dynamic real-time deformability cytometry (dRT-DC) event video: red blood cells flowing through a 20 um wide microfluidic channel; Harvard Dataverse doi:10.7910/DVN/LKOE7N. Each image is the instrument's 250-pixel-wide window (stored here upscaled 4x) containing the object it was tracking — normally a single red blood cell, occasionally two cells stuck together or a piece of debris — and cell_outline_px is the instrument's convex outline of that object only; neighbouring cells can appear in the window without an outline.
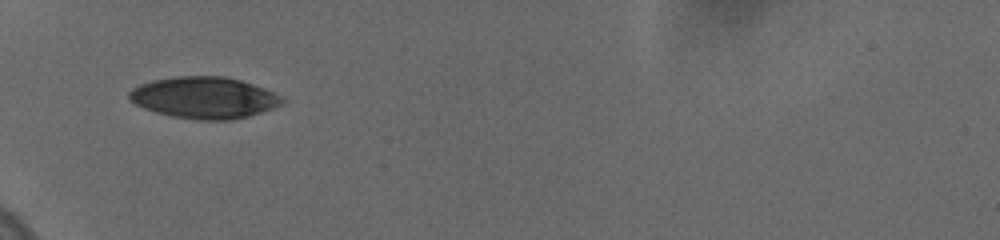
{"species": "human", "species_latin": "Homo sapiens", "temperature_condition": "cold", "stored_images_in_passage": 4, "camera_frame_rate_fps": 3000, "um_per_image_px": 0.085, "donor": {"sex": "female"}, "frame": {"image": 1, "passage_image": 3, "time_ms": 2.333, "image_size_px": [1000, 240], "cell_outline_px": [[284, 100], [280, 104], [272, 108], [248, 116], [228, 120], [200, 120], [172, 116], [156, 112], [144, 108], [128, 100], [128, 92], [132, 88], [140, 84], [152, 80], [176, 76], [224, 76], [240, 80], [264, 88], [280, 96]], "centroid_in_image_um": [17.3, 8.29], "position_along_channel_um": 67.7, "area_um2": 36.82}}